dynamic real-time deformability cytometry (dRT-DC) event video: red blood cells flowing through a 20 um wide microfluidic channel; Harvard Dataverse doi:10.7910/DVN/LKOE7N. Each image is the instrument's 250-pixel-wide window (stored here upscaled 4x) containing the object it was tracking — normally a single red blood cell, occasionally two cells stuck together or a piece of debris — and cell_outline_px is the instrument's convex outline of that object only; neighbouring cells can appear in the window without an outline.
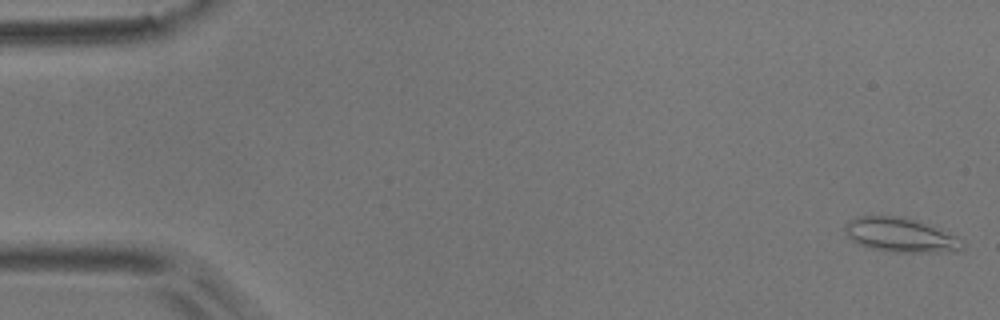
{"species": "common noctule bat (a hibernating species)", "species_latin": "Nyctalus noctula", "temperature_condition": "room temperature", "stored_images_in_passage": 5, "camera_frame_rate_fps": 3000, "um_per_image_px": 0.085, "animal": {"sex": "male", "body_mass_g": 17.9}, "frame": {"image": 1, "passage_image": 1, "time_ms": 0.0, "image_size_px": [1000, 320], "cell_outline_px": [[964, 248], [936, 252], [892, 252], [872, 248], [860, 244], [852, 240], [844, 232], [844, 228], [848, 220], [856, 216], [904, 216], [916, 220], [956, 236], [964, 244]], "centroid_in_image_um": [76.48, 19.96], "position_along_channel_um": 8.5, "area_um2": 23.12}}